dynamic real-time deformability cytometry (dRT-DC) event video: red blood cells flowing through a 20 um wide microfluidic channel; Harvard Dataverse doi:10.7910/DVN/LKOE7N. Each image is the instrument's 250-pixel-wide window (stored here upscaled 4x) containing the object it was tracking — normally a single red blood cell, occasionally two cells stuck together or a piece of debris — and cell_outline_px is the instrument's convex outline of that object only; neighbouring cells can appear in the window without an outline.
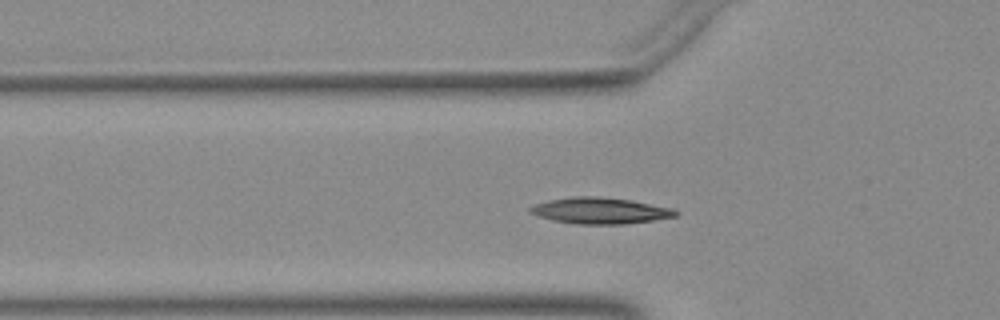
{"species": "Egyptian fruit bat (a non-hibernating species)", "species_latin": "Rousettus aegyptiacus", "temperature_condition": "warm", "stored_images_in_passage": 51, "segment_of_instrument_passage": [1, 2], "camera_frame_rate_fps": 3000, "um_per_image_px": 0.085, "animal": {"sex": "female"}, "frame": {"image": 1, "passage_image": 16, "time_ms": 5.0, "image_size_px": [1000, 320], "cell_outline_px": [[680, 212], [676, 216], [652, 220], [624, 224], [576, 224], [552, 220], [528, 212], [528, 208], [536, 204], [548, 200], [572, 196], [596, 196], [632, 200], [672, 208]], "centroid_in_image_um": [51.0, 17.9], "position_along_channel_um": 74.8, "area_um2": 22.2}}
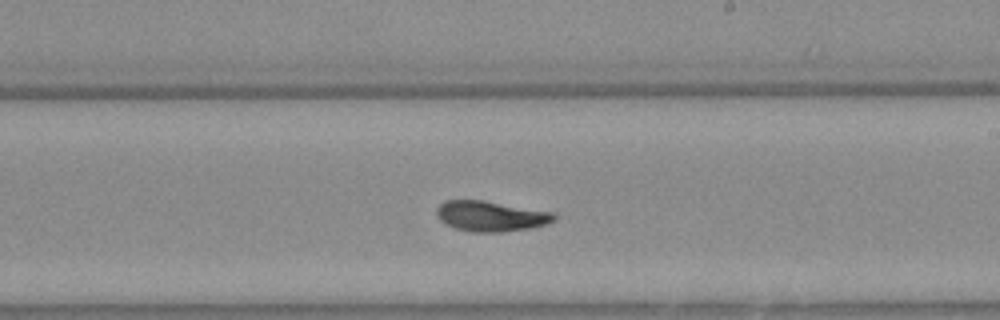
{"frame": {"image": 2, "passage_image": 29, "time_ms": 9.333, "image_size_px": [1000, 320], "cell_outline_px": [[556, 220], [532, 228], [504, 232], [472, 232], [452, 228], [444, 224], [436, 216], [436, 208], [444, 200], [484, 200], [552, 212], [556, 216]], "centroid_in_image_um": [41.67, 18.38], "position_along_channel_um": 247.3, "area_um2": 21.04}}
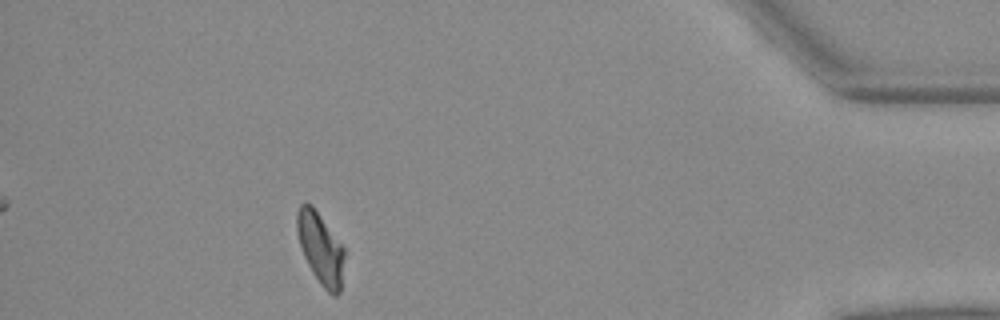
{"frame": {"image": 3, "passage_image": 45, "time_ms": 14.667, "image_size_px": [1000, 320], "cell_outline_px": [[344, 256], [340, 292], [336, 296], [332, 296], [324, 288], [312, 272], [304, 256], [300, 244], [296, 228], [296, 212], [300, 204], [304, 200], [312, 204], [344, 248]], "centroid_in_image_um": [27.22, 21.07], "position_along_channel_um": 408.0, "area_um2": 19.65}}